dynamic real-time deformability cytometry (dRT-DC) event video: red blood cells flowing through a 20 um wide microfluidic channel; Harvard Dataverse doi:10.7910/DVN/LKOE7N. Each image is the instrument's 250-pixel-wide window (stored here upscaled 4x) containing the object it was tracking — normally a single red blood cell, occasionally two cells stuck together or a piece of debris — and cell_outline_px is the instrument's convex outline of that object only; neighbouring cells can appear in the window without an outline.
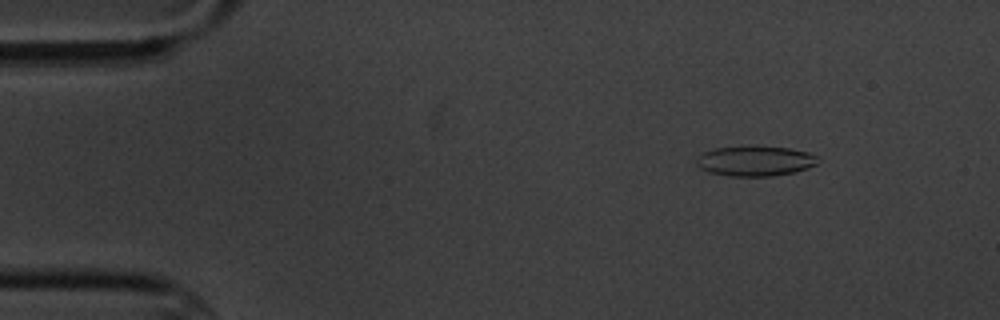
{"species": "common noctule bat (a hibernating species)", "species_latin": "Nyctalus noctula", "temperature_condition": "cold", "stored_images_in_passage": 5, "camera_frame_rate_fps": 3000, "um_per_image_px": 0.085, "animal": {"sex": "male", "body_mass_g": 20.1, "forearm_length_mm": 53.5}, "frame": {"image": 1, "passage_image": 1, "time_ms": 0.0, "image_size_px": [1000, 320], "cell_outline_px": [[820, 160], [816, 164], [808, 168], [792, 172], [772, 176], [728, 176], [708, 172], [700, 168], [696, 164], [696, 160], [704, 152], [716, 148], [756, 144], [788, 148], [808, 152], [820, 156]], "centroid_in_image_um": [64.21, 13.66], "position_along_channel_um": 20.8, "area_um2": 21.79}}
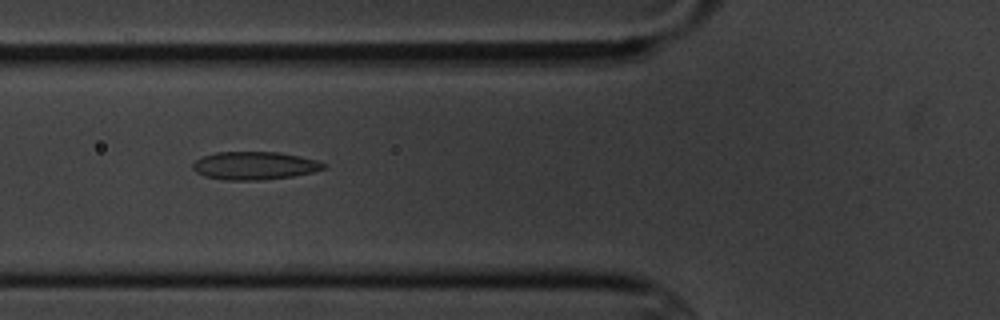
{"frame": {"image": 2, "passage_image": 4, "time_ms": 4.667, "image_size_px": [1000, 320], "cell_outline_px": [[324, 168], [312, 172], [292, 176], [260, 180], [224, 180], [204, 176], [196, 172], [192, 168], [192, 164], [196, 160], [204, 156], [216, 152], [276, 152], [300, 156], [316, 160], [324, 164]], "centroid_in_image_um": [21.59, 14.08], "position_along_channel_um": 104.2, "area_um2": 21.15}}
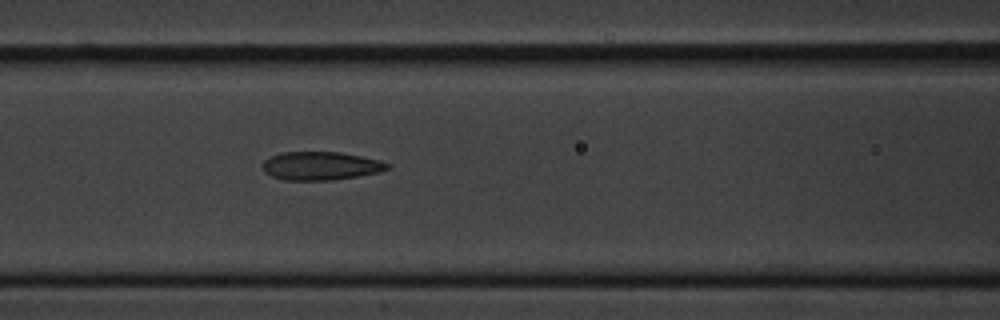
{"frame": {"image": 3, "passage_image": 5, "time_ms": 5.667, "image_size_px": [1000, 320], "cell_outline_px": [[392, 168], [380, 172], [332, 180], [284, 180], [272, 176], [264, 172], [264, 160], [280, 152], [340, 152], [380, 160], [392, 164]], "centroid_in_image_um": [27.31, 14.1], "position_along_channel_um": 139.3, "area_um2": 20.63}}